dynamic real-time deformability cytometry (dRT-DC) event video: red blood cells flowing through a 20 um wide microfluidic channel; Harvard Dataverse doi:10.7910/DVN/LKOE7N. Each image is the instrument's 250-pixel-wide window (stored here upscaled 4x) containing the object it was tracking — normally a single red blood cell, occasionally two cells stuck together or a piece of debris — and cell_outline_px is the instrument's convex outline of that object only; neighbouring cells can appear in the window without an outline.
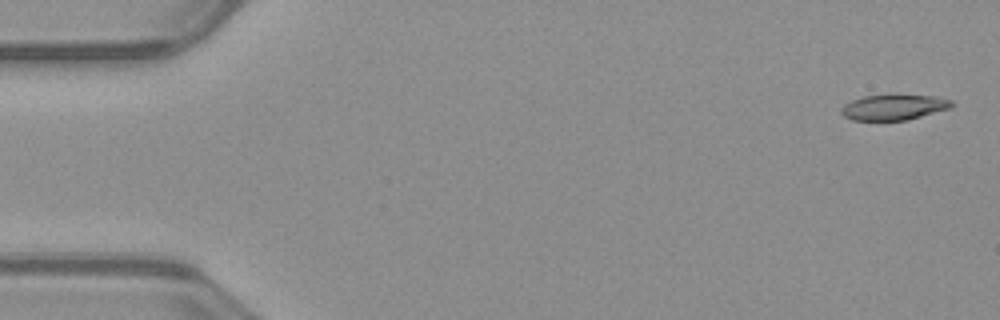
{"species": "common noctule bat (a hibernating species)", "species_latin": "Nyctalus noctula", "temperature_condition": "warm", "stored_images_in_passage": 47, "camera_frame_rate_fps": 3000, "um_per_image_px": 0.085, "animal": {"sex": "male", "body_mass_g": 23.1, "forearm_length_mm": 52.7}, "frame": {"image": 1, "passage_image": 2, "time_ms": 0.333, "image_size_px": [1000, 320], "cell_outline_px": [[956, 104], [952, 108], [908, 120], [852, 120], [844, 116], [840, 112], [840, 108], [844, 104], [852, 100], [864, 96], [896, 92], [940, 96], [952, 100]], "centroid_in_image_um": [76.05, 9.06], "position_along_channel_um": 8.9, "area_um2": 17.46}}
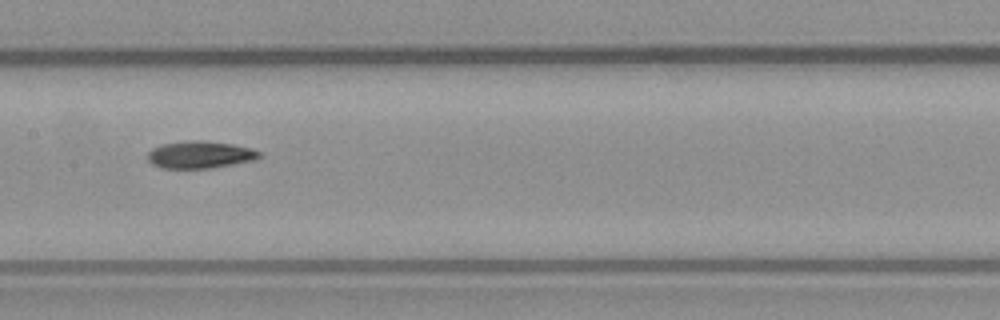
{"frame": {"image": 2, "passage_image": 26, "time_ms": 8.333, "image_size_px": [1000, 320], "cell_outline_px": [[264, 156], [256, 160], [212, 168], [164, 168], [152, 164], [148, 160], [148, 152], [152, 148], [160, 144], [196, 140], [200, 140], [232, 144], [252, 148], [260, 152]], "centroid_in_image_um": [17.04, 13.15], "position_along_channel_um": 190.4, "area_um2": 17.8}}
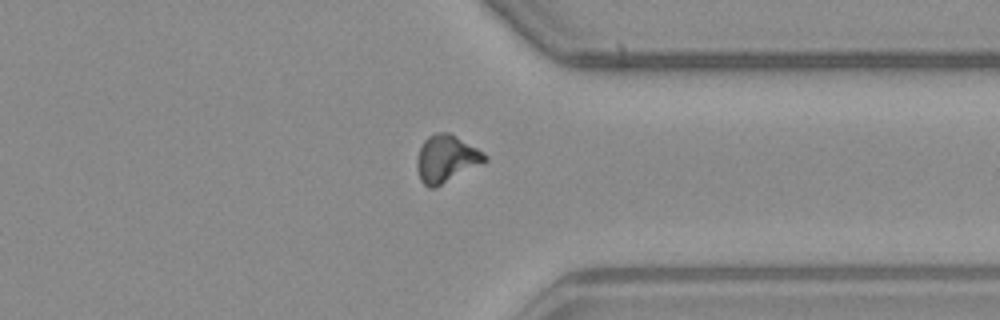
{"frame": {"image": 3, "passage_image": 40, "time_ms": 13.0, "image_size_px": [1000, 320], "cell_outline_px": [[488, 160], [436, 188], [428, 188], [420, 180], [416, 168], [416, 160], [420, 148], [424, 140], [428, 136], [436, 132], [448, 132], [484, 152], [488, 156]], "centroid_in_image_um": [37.91, 13.51], "position_along_channel_um": 373.5, "area_um2": 18.73}, "authors_computed_cell_mechanics": {"area_um2": 17.5712, "velocity_mm_per_s": 4.0021, "shape_relaxation_time_tau1_ms": null, "shape_relaxation_time_tau2_ms": 5.2682, "deformation_change_tau1": null, "deformation_change_tau2": 0.1309}}